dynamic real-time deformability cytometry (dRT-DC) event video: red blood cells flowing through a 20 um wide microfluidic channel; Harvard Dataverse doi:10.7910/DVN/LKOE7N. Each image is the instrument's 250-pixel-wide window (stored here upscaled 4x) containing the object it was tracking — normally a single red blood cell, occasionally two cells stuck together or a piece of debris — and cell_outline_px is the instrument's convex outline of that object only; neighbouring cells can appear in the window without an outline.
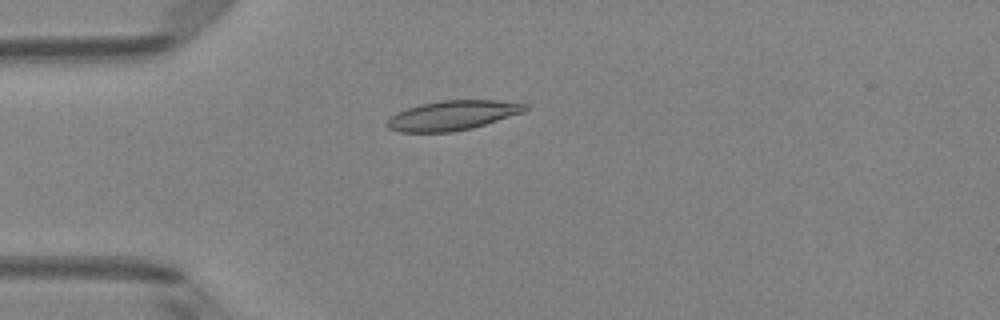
{"species": "Egyptian fruit bat (a non-hibernating species)", "species_latin": "Rousettus aegyptiacus", "temperature_condition": "room temperature", "stored_images_in_passage": 4, "camera_frame_rate_fps": 3000, "um_per_image_px": 0.085, "animal": {"sex": "female"}, "frame": {"image": 1, "passage_image": 4, "time_ms": 1.0, "image_size_px": [1000, 320], "cell_outline_px": [[528, 108], [524, 112], [472, 128], [452, 132], [400, 132], [388, 128], [384, 124], [396, 112], [420, 104], [440, 100], [496, 100], [528, 104]], "centroid_in_image_um": [38.45, 9.8], "position_along_channel_um": 46.5, "area_um2": 23.81}}